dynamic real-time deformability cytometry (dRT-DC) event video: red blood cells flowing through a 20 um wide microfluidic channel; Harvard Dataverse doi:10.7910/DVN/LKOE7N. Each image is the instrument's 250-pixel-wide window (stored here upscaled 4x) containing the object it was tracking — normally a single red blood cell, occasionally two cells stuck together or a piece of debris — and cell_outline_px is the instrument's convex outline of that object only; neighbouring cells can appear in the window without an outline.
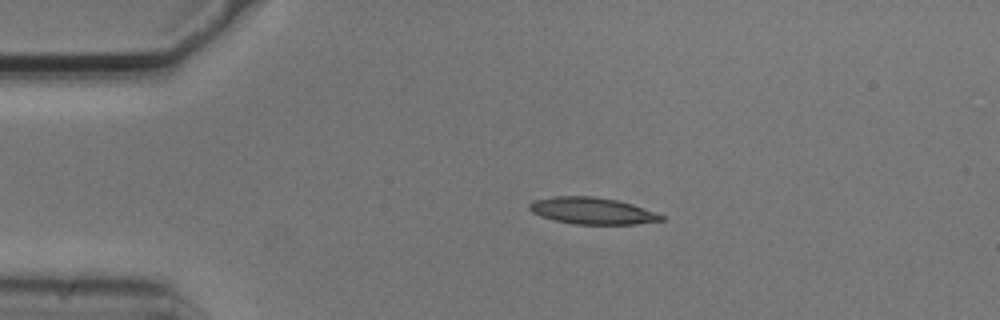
{"species": "common noctule bat (a hibernating species)", "species_latin": "Nyctalus noctula", "temperature_condition": "cold", "stored_images_in_passage": 2, "segment_of_instrument_passage": [1, 2], "camera_frame_rate_fps": 3000, "um_per_image_px": 0.085, "animal": {"sex": "male", "body_mass_g": 20.5, "forearm_length_mm": 52.5}, "frame": {"image": 1, "passage_image": 1, "time_ms": 0.0, "image_size_px": [1000, 320], "cell_outline_px": [[668, 220], [636, 224], [576, 224], [556, 220], [540, 216], [532, 212], [528, 208], [528, 204], [532, 200], [552, 196], [596, 196], [616, 200], [632, 204], [668, 216]], "centroid_in_image_um": [50.38, 17.91], "position_along_channel_um": 34.6, "area_um2": 20.81}}